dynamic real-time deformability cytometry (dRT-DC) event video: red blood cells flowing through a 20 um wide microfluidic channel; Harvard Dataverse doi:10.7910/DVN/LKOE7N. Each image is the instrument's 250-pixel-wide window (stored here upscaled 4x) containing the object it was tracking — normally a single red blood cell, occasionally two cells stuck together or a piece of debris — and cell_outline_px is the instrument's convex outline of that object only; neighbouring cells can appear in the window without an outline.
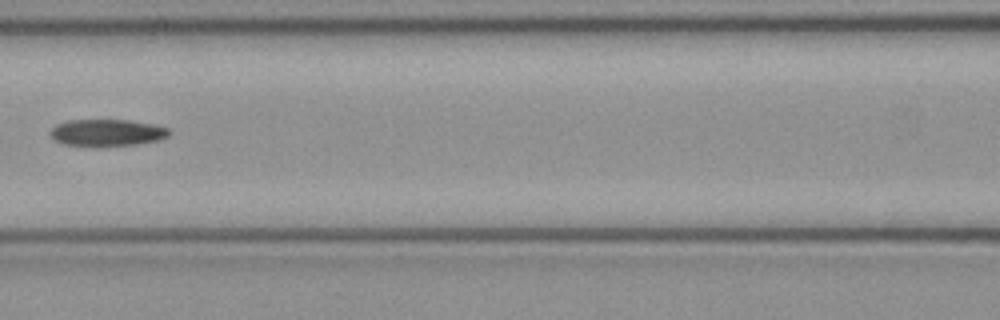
{"species": "common noctule bat (a hibernating species)", "species_latin": "Nyctalus noctula", "temperature_condition": "cold", "stored_images_in_passage": 7, "camera_frame_rate_fps": 3000, "um_per_image_px": 0.085, "animal": {"sex": "female", "body_mass_g": 21.9}, "frame": {"image": 1, "passage_image": 6, "time_ms": 1.667, "image_size_px": [1000, 320], "cell_outline_px": [[168, 136], [156, 140], [136, 144], [100, 148], [88, 148], [64, 144], [52, 140], [48, 132], [56, 124], [68, 120], [128, 120], [152, 124], [168, 128]], "centroid_in_image_um": [8.98, 11.31], "position_along_channel_um": 157.6, "area_um2": 19.13}}
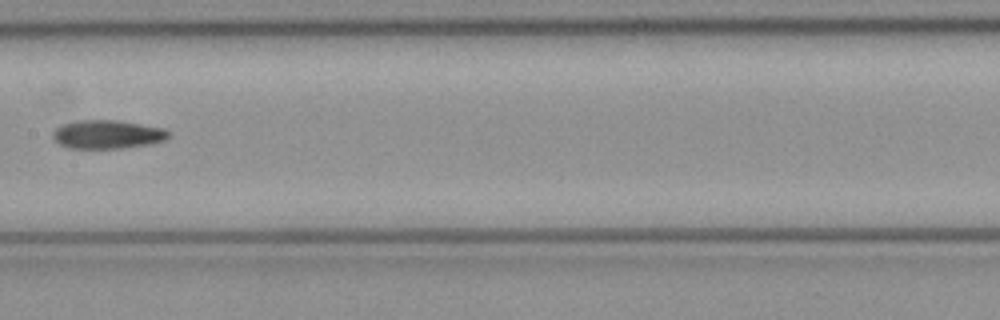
{"frame": {"image": 2, "passage_image": 7, "time_ms": 2.0, "image_size_px": [1000, 320], "cell_outline_px": [[172, 136], [168, 140], [152, 144], [120, 148], [68, 148], [52, 140], [52, 132], [56, 128], [64, 124], [80, 120], [116, 120], [164, 128]], "centroid_in_image_um": [9.16, 11.43], "position_along_channel_um": 198.2, "area_um2": 19.42}}